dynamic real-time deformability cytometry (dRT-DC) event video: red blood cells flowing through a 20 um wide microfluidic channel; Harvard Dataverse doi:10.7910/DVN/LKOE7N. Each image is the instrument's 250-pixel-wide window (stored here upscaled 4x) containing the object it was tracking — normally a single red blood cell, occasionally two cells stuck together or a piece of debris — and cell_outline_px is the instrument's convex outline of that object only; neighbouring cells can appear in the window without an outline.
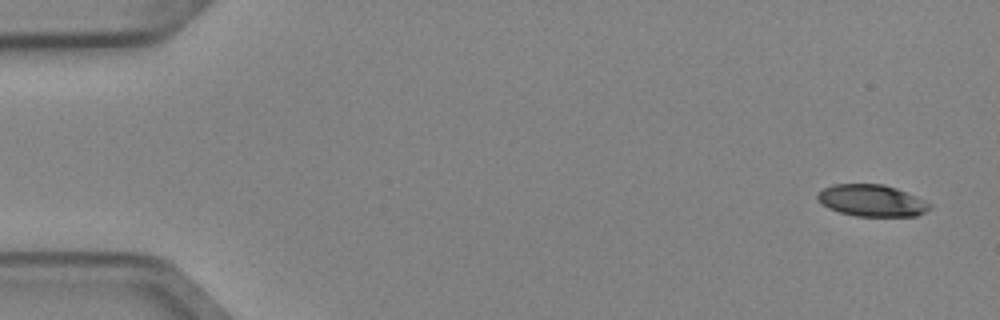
{"species": "Egyptian fruit bat (a non-hibernating species)", "species_latin": "Rousettus aegyptiacus", "temperature_condition": "cold", "stored_images_in_passage": 7, "camera_frame_rate_fps": 3000, "um_per_image_px": 0.085, "animal": {"sex": "female"}, "frame": {"image": 1, "passage_image": 1, "time_ms": 0.0, "image_size_px": [1000, 320], "cell_outline_px": [[932, 208], [916, 216], [856, 216], [840, 212], [828, 208], [816, 196], [816, 192], [832, 184], [884, 184], [896, 188], [924, 200], [932, 204]], "centroid_in_image_um": [74.1, 17.04], "position_along_channel_um": 10.9, "area_um2": 20.69}}
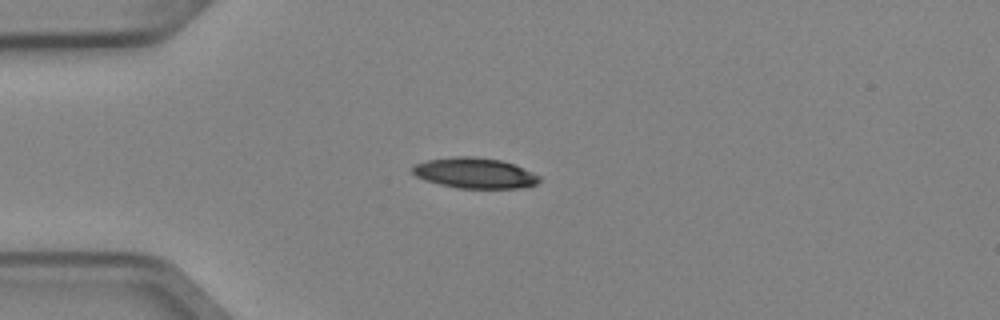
{"frame": {"image": 2, "passage_image": 4, "time_ms": 1.0, "image_size_px": [1000, 320], "cell_outline_px": [[540, 180], [536, 184], [520, 188], [456, 188], [424, 180], [416, 176], [412, 172], [412, 168], [416, 164], [428, 160], [456, 156], [476, 156], [500, 160], [512, 164], [540, 176]], "centroid_in_image_um": [40.33, 14.71], "position_along_channel_um": 44.7, "area_um2": 22.37}}
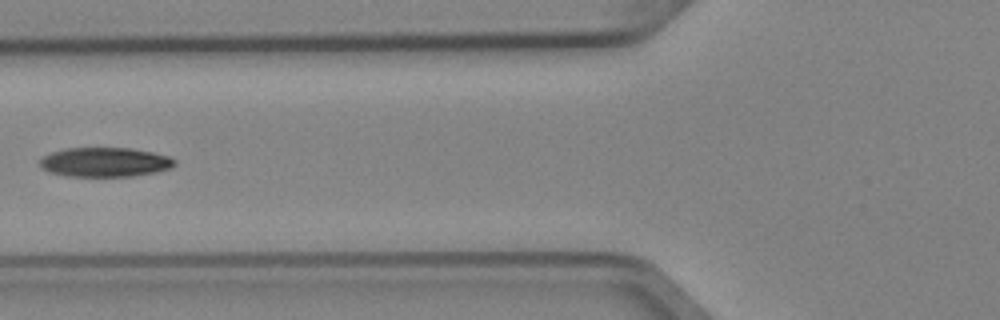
{"frame": {"image": 3, "passage_image": 6, "time_ms": 1.667, "image_size_px": [1000, 320], "cell_outline_px": [[176, 164], [172, 168], [156, 172], [132, 176], [68, 176], [48, 172], [40, 168], [40, 160], [44, 156], [52, 152], [68, 148], [132, 148], [152, 152], [168, 156], [176, 160]], "centroid_in_image_um": [8.93, 13.78], "position_along_channel_um": 116.9, "area_um2": 23.12}}